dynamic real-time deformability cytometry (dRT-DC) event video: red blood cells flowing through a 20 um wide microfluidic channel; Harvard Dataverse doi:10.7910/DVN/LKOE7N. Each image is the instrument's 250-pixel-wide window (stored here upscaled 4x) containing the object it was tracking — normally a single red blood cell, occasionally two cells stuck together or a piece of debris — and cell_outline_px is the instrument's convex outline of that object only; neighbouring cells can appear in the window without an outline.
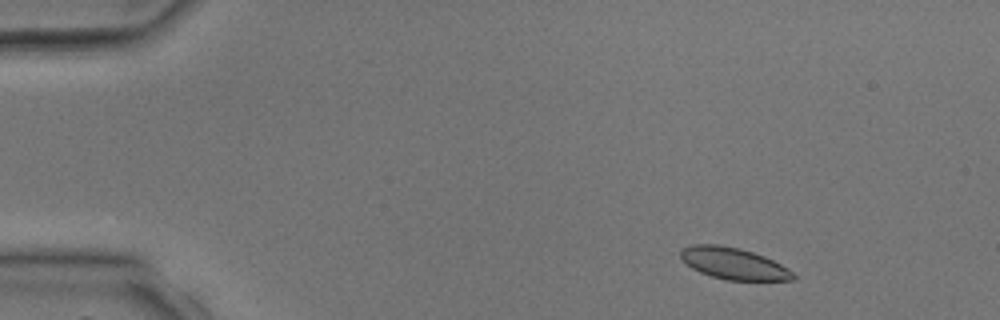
{"species": "common noctule bat (a hibernating species)", "species_latin": "Nyctalus noctula", "temperature_condition": "room temperature", "stored_images_in_passage": 4, "camera_frame_rate_fps": 3000, "um_per_image_px": 0.085, "animal": {"sex": "male", "body_mass_g": 17.9, "forearm_length_mm": 54.2}, "frame": {"image": 1, "passage_image": 1, "time_ms": 0.0, "image_size_px": [1000, 320], "cell_outline_px": [[796, 276], [792, 280], [728, 280], [712, 276], [700, 272], [692, 268], [680, 256], [680, 248], [692, 244], [716, 244], [740, 248], [764, 256], [788, 268]], "centroid_in_image_um": [62.33, 22.38], "position_along_channel_um": 22.7, "area_um2": 20.58}}
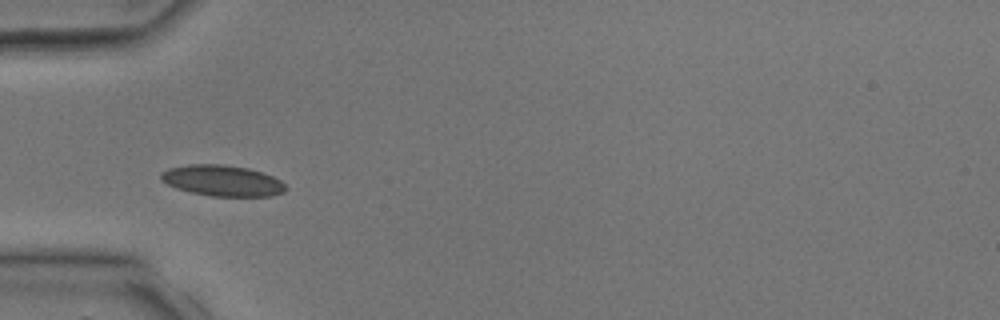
{"frame": {"image": 2, "passage_image": 3, "time_ms": 2.667, "image_size_px": [1000, 320], "cell_outline_px": [[288, 188], [284, 192], [272, 196], [212, 196], [192, 192], [176, 188], [160, 180], [160, 172], [168, 168], [188, 164], [224, 164], [248, 168], [272, 176], [280, 180]], "centroid_in_image_um": [18.89, 15.35], "position_along_channel_um": 66.1, "area_um2": 22.54}}